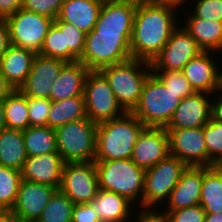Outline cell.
Here are the masks:
<instances>
[{
	"label": "cell",
	"instance_id": "6da1fadb",
	"mask_svg": "<svg viewBox=\"0 0 222 222\" xmlns=\"http://www.w3.org/2000/svg\"><path fill=\"white\" fill-rule=\"evenodd\" d=\"M179 8L158 0H138L130 41L133 59L151 62L155 58L180 24Z\"/></svg>",
	"mask_w": 222,
	"mask_h": 222
},
{
	"label": "cell",
	"instance_id": "7a4b0ae2",
	"mask_svg": "<svg viewBox=\"0 0 222 222\" xmlns=\"http://www.w3.org/2000/svg\"><path fill=\"white\" fill-rule=\"evenodd\" d=\"M145 127L132 112L98 123L94 161L130 159L134 144Z\"/></svg>",
	"mask_w": 222,
	"mask_h": 222
},
{
	"label": "cell",
	"instance_id": "3957f363",
	"mask_svg": "<svg viewBox=\"0 0 222 222\" xmlns=\"http://www.w3.org/2000/svg\"><path fill=\"white\" fill-rule=\"evenodd\" d=\"M178 94L151 72L145 80L138 105L132 113L146 127H166L180 104Z\"/></svg>",
	"mask_w": 222,
	"mask_h": 222
},
{
	"label": "cell",
	"instance_id": "277c9868",
	"mask_svg": "<svg viewBox=\"0 0 222 222\" xmlns=\"http://www.w3.org/2000/svg\"><path fill=\"white\" fill-rule=\"evenodd\" d=\"M99 72L108 81L118 103L126 112L138 105L142 86L152 72L150 62L133 59L104 67Z\"/></svg>",
	"mask_w": 222,
	"mask_h": 222
},
{
	"label": "cell",
	"instance_id": "5b68a950",
	"mask_svg": "<svg viewBox=\"0 0 222 222\" xmlns=\"http://www.w3.org/2000/svg\"><path fill=\"white\" fill-rule=\"evenodd\" d=\"M99 188L115 192L141 208L145 170L131 159L95 161ZM135 200H137L135 202Z\"/></svg>",
	"mask_w": 222,
	"mask_h": 222
},
{
	"label": "cell",
	"instance_id": "8992f818",
	"mask_svg": "<svg viewBox=\"0 0 222 222\" xmlns=\"http://www.w3.org/2000/svg\"><path fill=\"white\" fill-rule=\"evenodd\" d=\"M131 37L132 34L93 29L86 34L85 49L78 61L90 71L128 61L132 58Z\"/></svg>",
	"mask_w": 222,
	"mask_h": 222
},
{
	"label": "cell",
	"instance_id": "52a82bcc",
	"mask_svg": "<svg viewBox=\"0 0 222 222\" xmlns=\"http://www.w3.org/2000/svg\"><path fill=\"white\" fill-rule=\"evenodd\" d=\"M97 125L86 117L55 129L57 149L65 163L95 160Z\"/></svg>",
	"mask_w": 222,
	"mask_h": 222
},
{
	"label": "cell",
	"instance_id": "ba28073f",
	"mask_svg": "<svg viewBox=\"0 0 222 222\" xmlns=\"http://www.w3.org/2000/svg\"><path fill=\"white\" fill-rule=\"evenodd\" d=\"M187 167L180 159L169 154L145 170L141 209H151L156 204L166 202Z\"/></svg>",
	"mask_w": 222,
	"mask_h": 222
},
{
	"label": "cell",
	"instance_id": "9c48e42d",
	"mask_svg": "<svg viewBox=\"0 0 222 222\" xmlns=\"http://www.w3.org/2000/svg\"><path fill=\"white\" fill-rule=\"evenodd\" d=\"M83 95L87 117L97 124L126 113L118 103L108 81L99 71H90L87 74Z\"/></svg>",
	"mask_w": 222,
	"mask_h": 222
},
{
	"label": "cell",
	"instance_id": "30bf717a",
	"mask_svg": "<svg viewBox=\"0 0 222 222\" xmlns=\"http://www.w3.org/2000/svg\"><path fill=\"white\" fill-rule=\"evenodd\" d=\"M12 45L40 53L53 19L23 8L5 19Z\"/></svg>",
	"mask_w": 222,
	"mask_h": 222
},
{
	"label": "cell",
	"instance_id": "8fae6325",
	"mask_svg": "<svg viewBox=\"0 0 222 222\" xmlns=\"http://www.w3.org/2000/svg\"><path fill=\"white\" fill-rule=\"evenodd\" d=\"M59 190L74 203H90L99 190L95 161L65 163Z\"/></svg>",
	"mask_w": 222,
	"mask_h": 222
},
{
	"label": "cell",
	"instance_id": "7c38bea8",
	"mask_svg": "<svg viewBox=\"0 0 222 222\" xmlns=\"http://www.w3.org/2000/svg\"><path fill=\"white\" fill-rule=\"evenodd\" d=\"M203 50L181 25L150 62L152 71H182L184 66Z\"/></svg>",
	"mask_w": 222,
	"mask_h": 222
},
{
	"label": "cell",
	"instance_id": "4fadbf2b",
	"mask_svg": "<svg viewBox=\"0 0 222 222\" xmlns=\"http://www.w3.org/2000/svg\"><path fill=\"white\" fill-rule=\"evenodd\" d=\"M169 153L187 166L208 167V151L204 140V127L166 129Z\"/></svg>",
	"mask_w": 222,
	"mask_h": 222
},
{
	"label": "cell",
	"instance_id": "5bb4252c",
	"mask_svg": "<svg viewBox=\"0 0 222 222\" xmlns=\"http://www.w3.org/2000/svg\"><path fill=\"white\" fill-rule=\"evenodd\" d=\"M58 188L22 179L11 209L14 221L36 222Z\"/></svg>",
	"mask_w": 222,
	"mask_h": 222
},
{
	"label": "cell",
	"instance_id": "9a60e30c",
	"mask_svg": "<svg viewBox=\"0 0 222 222\" xmlns=\"http://www.w3.org/2000/svg\"><path fill=\"white\" fill-rule=\"evenodd\" d=\"M66 64L63 60L37 54L31 71L19 90L26 97L50 99L52 83Z\"/></svg>",
	"mask_w": 222,
	"mask_h": 222
},
{
	"label": "cell",
	"instance_id": "2e32d148",
	"mask_svg": "<svg viewBox=\"0 0 222 222\" xmlns=\"http://www.w3.org/2000/svg\"><path fill=\"white\" fill-rule=\"evenodd\" d=\"M169 154V136L165 127H145L134 144L130 159L147 170Z\"/></svg>",
	"mask_w": 222,
	"mask_h": 222
},
{
	"label": "cell",
	"instance_id": "e0dca14e",
	"mask_svg": "<svg viewBox=\"0 0 222 222\" xmlns=\"http://www.w3.org/2000/svg\"><path fill=\"white\" fill-rule=\"evenodd\" d=\"M212 51H202L193 57L182 72L195 92L214 94L222 87V71L215 61Z\"/></svg>",
	"mask_w": 222,
	"mask_h": 222
},
{
	"label": "cell",
	"instance_id": "ac0fdd59",
	"mask_svg": "<svg viewBox=\"0 0 222 222\" xmlns=\"http://www.w3.org/2000/svg\"><path fill=\"white\" fill-rule=\"evenodd\" d=\"M211 96L205 92H195L181 99L165 129L204 127L211 120Z\"/></svg>",
	"mask_w": 222,
	"mask_h": 222
},
{
	"label": "cell",
	"instance_id": "d6986e66",
	"mask_svg": "<svg viewBox=\"0 0 222 222\" xmlns=\"http://www.w3.org/2000/svg\"><path fill=\"white\" fill-rule=\"evenodd\" d=\"M138 0H104L94 29L132 34Z\"/></svg>",
	"mask_w": 222,
	"mask_h": 222
},
{
	"label": "cell",
	"instance_id": "ffe728a7",
	"mask_svg": "<svg viewBox=\"0 0 222 222\" xmlns=\"http://www.w3.org/2000/svg\"><path fill=\"white\" fill-rule=\"evenodd\" d=\"M64 164L59 152L27 157L21 170L22 179L59 189Z\"/></svg>",
	"mask_w": 222,
	"mask_h": 222
},
{
	"label": "cell",
	"instance_id": "44dd1931",
	"mask_svg": "<svg viewBox=\"0 0 222 222\" xmlns=\"http://www.w3.org/2000/svg\"><path fill=\"white\" fill-rule=\"evenodd\" d=\"M203 167L188 166L166 200L167 210H176L200 204Z\"/></svg>",
	"mask_w": 222,
	"mask_h": 222
},
{
	"label": "cell",
	"instance_id": "7402d4cb",
	"mask_svg": "<svg viewBox=\"0 0 222 222\" xmlns=\"http://www.w3.org/2000/svg\"><path fill=\"white\" fill-rule=\"evenodd\" d=\"M104 0H64L56 19L72 24L85 34L95 27Z\"/></svg>",
	"mask_w": 222,
	"mask_h": 222
},
{
	"label": "cell",
	"instance_id": "603a6c76",
	"mask_svg": "<svg viewBox=\"0 0 222 222\" xmlns=\"http://www.w3.org/2000/svg\"><path fill=\"white\" fill-rule=\"evenodd\" d=\"M37 54L31 50L10 45L0 58V71L14 89H19L28 77Z\"/></svg>",
	"mask_w": 222,
	"mask_h": 222
},
{
	"label": "cell",
	"instance_id": "cb8c5ba5",
	"mask_svg": "<svg viewBox=\"0 0 222 222\" xmlns=\"http://www.w3.org/2000/svg\"><path fill=\"white\" fill-rule=\"evenodd\" d=\"M90 70L82 62L67 63L52 83L51 101L84 96V85Z\"/></svg>",
	"mask_w": 222,
	"mask_h": 222
},
{
	"label": "cell",
	"instance_id": "d4e9b609",
	"mask_svg": "<svg viewBox=\"0 0 222 222\" xmlns=\"http://www.w3.org/2000/svg\"><path fill=\"white\" fill-rule=\"evenodd\" d=\"M101 222H131L134 203L127 198L111 191L100 189L90 202ZM131 215V216H130ZM131 217V218H130Z\"/></svg>",
	"mask_w": 222,
	"mask_h": 222
},
{
	"label": "cell",
	"instance_id": "484cf974",
	"mask_svg": "<svg viewBox=\"0 0 222 222\" xmlns=\"http://www.w3.org/2000/svg\"><path fill=\"white\" fill-rule=\"evenodd\" d=\"M185 22L184 29L197 42L203 51L220 54L222 50V22L211 21L196 17L192 11Z\"/></svg>",
	"mask_w": 222,
	"mask_h": 222
},
{
	"label": "cell",
	"instance_id": "4316f807",
	"mask_svg": "<svg viewBox=\"0 0 222 222\" xmlns=\"http://www.w3.org/2000/svg\"><path fill=\"white\" fill-rule=\"evenodd\" d=\"M23 131L4 129L0 132V165L21 171L27 159Z\"/></svg>",
	"mask_w": 222,
	"mask_h": 222
},
{
	"label": "cell",
	"instance_id": "83f0119b",
	"mask_svg": "<svg viewBox=\"0 0 222 222\" xmlns=\"http://www.w3.org/2000/svg\"><path fill=\"white\" fill-rule=\"evenodd\" d=\"M200 205L205 213L222 212V169L203 167Z\"/></svg>",
	"mask_w": 222,
	"mask_h": 222
},
{
	"label": "cell",
	"instance_id": "f1b7e54d",
	"mask_svg": "<svg viewBox=\"0 0 222 222\" xmlns=\"http://www.w3.org/2000/svg\"><path fill=\"white\" fill-rule=\"evenodd\" d=\"M86 117L84 96H74L65 100L52 101L47 118V126L56 129L66 123Z\"/></svg>",
	"mask_w": 222,
	"mask_h": 222
},
{
	"label": "cell",
	"instance_id": "f546056e",
	"mask_svg": "<svg viewBox=\"0 0 222 222\" xmlns=\"http://www.w3.org/2000/svg\"><path fill=\"white\" fill-rule=\"evenodd\" d=\"M23 137L28 157L58 152L55 129L49 126H29Z\"/></svg>",
	"mask_w": 222,
	"mask_h": 222
},
{
	"label": "cell",
	"instance_id": "4dcf8cb0",
	"mask_svg": "<svg viewBox=\"0 0 222 222\" xmlns=\"http://www.w3.org/2000/svg\"><path fill=\"white\" fill-rule=\"evenodd\" d=\"M4 115L8 129L24 131L29 127L27 97L14 89L4 100Z\"/></svg>",
	"mask_w": 222,
	"mask_h": 222
},
{
	"label": "cell",
	"instance_id": "1f68e13d",
	"mask_svg": "<svg viewBox=\"0 0 222 222\" xmlns=\"http://www.w3.org/2000/svg\"><path fill=\"white\" fill-rule=\"evenodd\" d=\"M74 205L67 195L58 189L36 222H71Z\"/></svg>",
	"mask_w": 222,
	"mask_h": 222
},
{
	"label": "cell",
	"instance_id": "d6a6232c",
	"mask_svg": "<svg viewBox=\"0 0 222 222\" xmlns=\"http://www.w3.org/2000/svg\"><path fill=\"white\" fill-rule=\"evenodd\" d=\"M22 180L21 171L0 165V208L11 210Z\"/></svg>",
	"mask_w": 222,
	"mask_h": 222
},
{
	"label": "cell",
	"instance_id": "836d02e7",
	"mask_svg": "<svg viewBox=\"0 0 222 222\" xmlns=\"http://www.w3.org/2000/svg\"><path fill=\"white\" fill-rule=\"evenodd\" d=\"M39 54L60 59L67 63L78 61L68 48H65L64 32H61L54 24L46 34Z\"/></svg>",
	"mask_w": 222,
	"mask_h": 222
},
{
	"label": "cell",
	"instance_id": "e575fe53",
	"mask_svg": "<svg viewBox=\"0 0 222 222\" xmlns=\"http://www.w3.org/2000/svg\"><path fill=\"white\" fill-rule=\"evenodd\" d=\"M204 140L208 151V167L222 158V123L210 120L204 126Z\"/></svg>",
	"mask_w": 222,
	"mask_h": 222
},
{
	"label": "cell",
	"instance_id": "d590c367",
	"mask_svg": "<svg viewBox=\"0 0 222 222\" xmlns=\"http://www.w3.org/2000/svg\"><path fill=\"white\" fill-rule=\"evenodd\" d=\"M61 32H64L65 48L79 60L85 49L86 34L72 24L55 19L53 23Z\"/></svg>",
	"mask_w": 222,
	"mask_h": 222
},
{
	"label": "cell",
	"instance_id": "8d00e7d4",
	"mask_svg": "<svg viewBox=\"0 0 222 222\" xmlns=\"http://www.w3.org/2000/svg\"><path fill=\"white\" fill-rule=\"evenodd\" d=\"M162 83L178 94L180 99L195 93L182 71H152Z\"/></svg>",
	"mask_w": 222,
	"mask_h": 222
},
{
	"label": "cell",
	"instance_id": "74e56055",
	"mask_svg": "<svg viewBox=\"0 0 222 222\" xmlns=\"http://www.w3.org/2000/svg\"><path fill=\"white\" fill-rule=\"evenodd\" d=\"M29 126H47L52 101L47 98L27 97Z\"/></svg>",
	"mask_w": 222,
	"mask_h": 222
},
{
	"label": "cell",
	"instance_id": "f35d334b",
	"mask_svg": "<svg viewBox=\"0 0 222 222\" xmlns=\"http://www.w3.org/2000/svg\"><path fill=\"white\" fill-rule=\"evenodd\" d=\"M64 0H23V9L55 20Z\"/></svg>",
	"mask_w": 222,
	"mask_h": 222
},
{
	"label": "cell",
	"instance_id": "ab89813d",
	"mask_svg": "<svg viewBox=\"0 0 222 222\" xmlns=\"http://www.w3.org/2000/svg\"><path fill=\"white\" fill-rule=\"evenodd\" d=\"M193 6L196 17L222 22V0H197Z\"/></svg>",
	"mask_w": 222,
	"mask_h": 222
},
{
	"label": "cell",
	"instance_id": "60d3db41",
	"mask_svg": "<svg viewBox=\"0 0 222 222\" xmlns=\"http://www.w3.org/2000/svg\"><path fill=\"white\" fill-rule=\"evenodd\" d=\"M169 222H204L205 221V211L200 204L176 209V210H164L163 211Z\"/></svg>",
	"mask_w": 222,
	"mask_h": 222
},
{
	"label": "cell",
	"instance_id": "b9f144b4",
	"mask_svg": "<svg viewBox=\"0 0 222 222\" xmlns=\"http://www.w3.org/2000/svg\"><path fill=\"white\" fill-rule=\"evenodd\" d=\"M71 222H101L90 203H78L73 207Z\"/></svg>",
	"mask_w": 222,
	"mask_h": 222
},
{
	"label": "cell",
	"instance_id": "7bdbcfd3",
	"mask_svg": "<svg viewBox=\"0 0 222 222\" xmlns=\"http://www.w3.org/2000/svg\"><path fill=\"white\" fill-rule=\"evenodd\" d=\"M152 209H140L135 222H169L167 215L162 211Z\"/></svg>",
	"mask_w": 222,
	"mask_h": 222
},
{
	"label": "cell",
	"instance_id": "ee69618b",
	"mask_svg": "<svg viewBox=\"0 0 222 222\" xmlns=\"http://www.w3.org/2000/svg\"><path fill=\"white\" fill-rule=\"evenodd\" d=\"M23 0H0V19H6L22 7Z\"/></svg>",
	"mask_w": 222,
	"mask_h": 222
},
{
	"label": "cell",
	"instance_id": "f6af8a7d",
	"mask_svg": "<svg viewBox=\"0 0 222 222\" xmlns=\"http://www.w3.org/2000/svg\"><path fill=\"white\" fill-rule=\"evenodd\" d=\"M220 91H221V93H220ZM215 93H214L215 96L213 94H212V96L216 97V98H214V100L211 99V101H212V103H211V120L218 122V123H222V87L219 90H217ZM217 93H220V94H217Z\"/></svg>",
	"mask_w": 222,
	"mask_h": 222
},
{
	"label": "cell",
	"instance_id": "bcb514c9",
	"mask_svg": "<svg viewBox=\"0 0 222 222\" xmlns=\"http://www.w3.org/2000/svg\"><path fill=\"white\" fill-rule=\"evenodd\" d=\"M11 45L9 28L5 19H0V58Z\"/></svg>",
	"mask_w": 222,
	"mask_h": 222
},
{
	"label": "cell",
	"instance_id": "7dc6e473",
	"mask_svg": "<svg viewBox=\"0 0 222 222\" xmlns=\"http://www.w3.org/2000/svg\"><path fill=\"white\" fill-rule=\"evenodd\" d=\"M13 90L12 85L5 79L0 71V101H3Z\"/></svg>",
	"mask_w": 222,
	"mask_h": 222
},
{
	"label": "cell",
	"instance_id": "c3c4849f",
	"mask_svg": "<svg viewBox=\"0 0 222 222\" xmlns=\"http://www.w3.org/2000/svg\"><path fill=\"white\" fill-rule=\"evenodd\" d=\"M14 217L11 210L0 208V222H13Z\"/></svg>",
	"mask_w": 222,
	"mask_h": 222
},
{
	"label": "cell",
	"instance_id": "681fc988",
	"mask_svg": "<svg viewBox=\"0 0 222 222\" xmlns=\"http://www.w3.org/2000/svg\"><path fill=\"white\" fill-rule=\"evenodd\" d=\"M204 222H222V212L221 213H205Z\"/></svg>",
	"mask_w": 222,
	"mask_h": 222
},
{
	"label": "cell",
	"instance_id": "f907efd6",
	"mask_svg": "<svg viewBox=\"0 0 222 222\" xmlns=\"http://www.w3.org/2000/svg\"><path fill=\"white\" fill-rule=\"evenodd\" d=\"M3 101H0V132L6 129Z\"/></svg>",
	"mask_w": 222,
	"mask_h": 222
},
{
	"label": "cell",
	"instance_id": "816d5d0a",
	"mask_svg": "<svg viewBox=\"0 0 222 222\" xmlns=\"http://www.w3.org/2000/svg\"><path fill=\"white\" fill-rule=\"evenodd\" d=\"M158 1L174 4V5L178 6V7H180V6L183 5V3H185V5H186V3H188V1H190V0H158Z\"/></svg>",
	"mask_w": 222,
	"mask_h": 222
},
{
	"label": "cell",
	"instance_id": "f5cc1de1",
	"mask_svg": "<svg viewBox=\"0 0 222 222\" xmlns=\"http://www.w3.org/2000/svg\"><path fill=\"white\" fill-rule=\"evenodd\" d=\"M214 166L222 169V158Z\"/></svg>",
	"mask_w": 222,
	"mask_h": 222
}]
</instances>
